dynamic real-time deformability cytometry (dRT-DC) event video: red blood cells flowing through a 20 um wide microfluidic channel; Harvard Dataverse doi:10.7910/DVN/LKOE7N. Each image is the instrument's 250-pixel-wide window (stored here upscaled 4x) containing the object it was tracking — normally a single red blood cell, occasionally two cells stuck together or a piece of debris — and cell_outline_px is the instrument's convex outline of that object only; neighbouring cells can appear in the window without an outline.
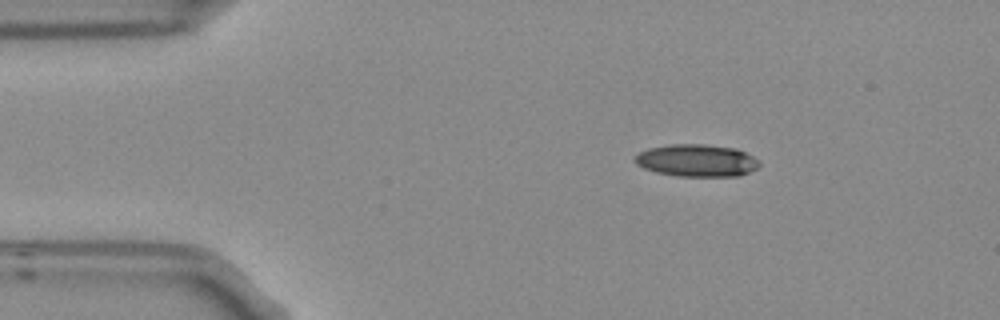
{"species": "Egyptian fruit bat (a non-hibernating species)", "species_latin": "Rousettus aegyptiacus", "temperature_condition": "room temperature", "stored_images_in_passage": 3, "camera_frame_rate_fps": 3000, "um_per_image_px": 0.085, "frame": {"image": 1, "passage_image": 1, "time_ms": 0.0, "image_size_px": [1000, 320], "cell_outline_px": [[760, 164], [756, 168], [740, 176], [676, 176], [656, 172], [644, 168], [636, 164], [632, 160], [640, 152], [648, 148], [672, 144], [704, 144], [736, 148], [752, 156]], "centroid_in_image_um": [59.19, 13.64], "position_along_channel_um": 25.8, "area_um2": 23.35}}
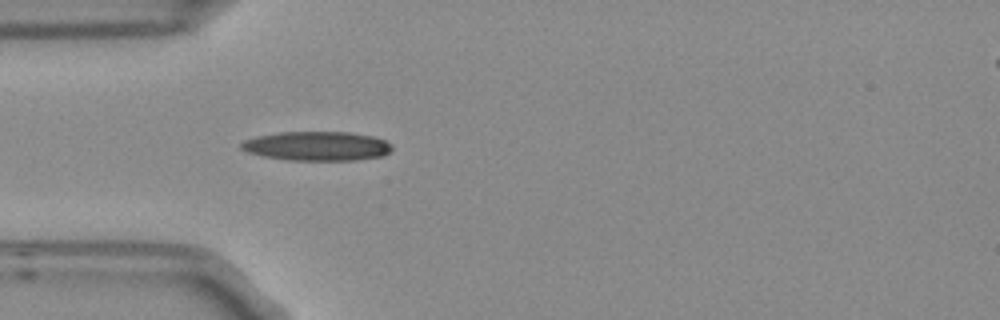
{"frame": {"image": 2, "passage_image": 3, "time_ms": 0.667, "image_size_px": [1000, 320], "cell_outline_px": [[392, 148], [384, 156], [356, 160], [288, 160], [264, 156], [248, 152], [240, 148], [240, 144], [244, 140], [256, 136], [280, 132], [348, 132], [372, 136], [384, 140], [392, 144]], "centroid_in_image_um": [26.94, 12.41], "position_along_channel_um": 58.1, "area_um2": 25.66}}